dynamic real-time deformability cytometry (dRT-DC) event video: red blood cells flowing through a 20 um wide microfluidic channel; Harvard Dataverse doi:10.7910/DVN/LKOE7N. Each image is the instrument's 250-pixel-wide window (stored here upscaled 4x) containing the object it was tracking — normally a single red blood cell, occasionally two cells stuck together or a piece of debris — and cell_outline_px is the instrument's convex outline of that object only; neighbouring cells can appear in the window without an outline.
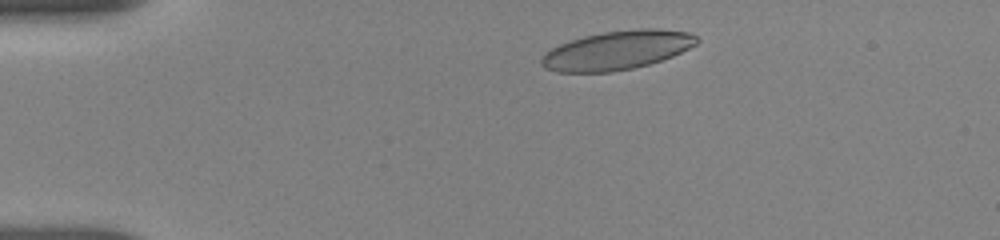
{"species": "human", "species_latin": "Homo sapiens", "temperature_condition": "room temperature", "stored_images_in_passage": 11, "camera_frame_rate_fps": 3000, "um_per_image_px": 0.085, "donor": {"sex": "female"}, "frame": {"image": 1, "passage_image": 3, "time_ms": 1.333, "image_size_px": [1000, 240], "cell_outline_px": [[700, 40], [696, 44], [672, 56], [648, 64], [632, 68], [612, 72], [556, 72], [544, 68], [540, 64], [540, 60], [552, 48], [560, 44], [584, 36], [604, 32], [640, 28], [660, 28], [692, 32]], "centroid_in_image_um": [52.47, 4.26], "position_along_channel_um": 32.5, "area_um2": 35.08}}
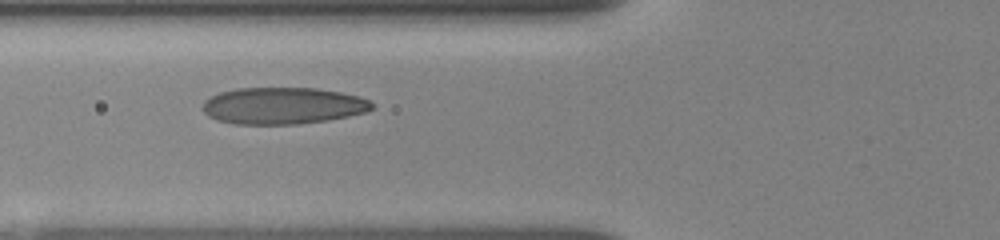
{"frame": {"image": 2, "passage_image": 8, "time_ms": 4.667, "image_size_px": [1000, 240], "cell_outline_px": [[372, 108], [364, 112], [348, 116], [328, 120], [296, 124], [236, 124], [216, 120], [208, 116], [204, 112], [204, 100], [220, 92], [236, 88], [316, 88], [340, 92], [360, 96], [368, 100], [372, 104]], "centroid_in_image_um": [24.02, 8.98], "position_along_channel_um": 101.8, "area_um2": 36.13}}
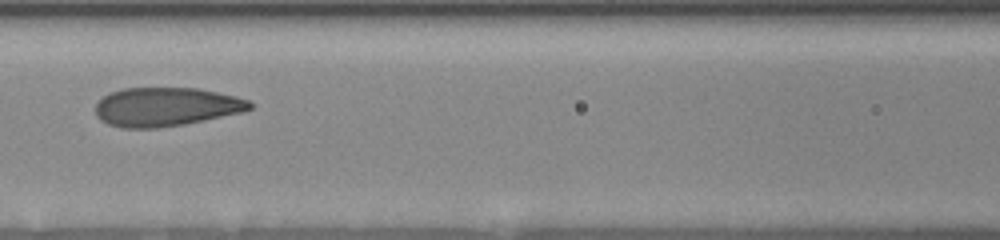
{"frame": {"image": 3, "passage_image": 10, "time_ms": 6.0, "image_size_px": [1000, 240], "cell_outline_px": [[252, 108], [244, 112], [184, 124], [160, 128], [120, 128], [108, 124], [100, 120], [96, 116], [96, 104], [104, 96], [112, 92], [124, 88], [200, 88], [236, 96], [248, 100], [252, 104]], "centroid_in_image_um": [14.12, 9.09], "position_along_channel_um": 152.5, "area_um2": 35.03}}